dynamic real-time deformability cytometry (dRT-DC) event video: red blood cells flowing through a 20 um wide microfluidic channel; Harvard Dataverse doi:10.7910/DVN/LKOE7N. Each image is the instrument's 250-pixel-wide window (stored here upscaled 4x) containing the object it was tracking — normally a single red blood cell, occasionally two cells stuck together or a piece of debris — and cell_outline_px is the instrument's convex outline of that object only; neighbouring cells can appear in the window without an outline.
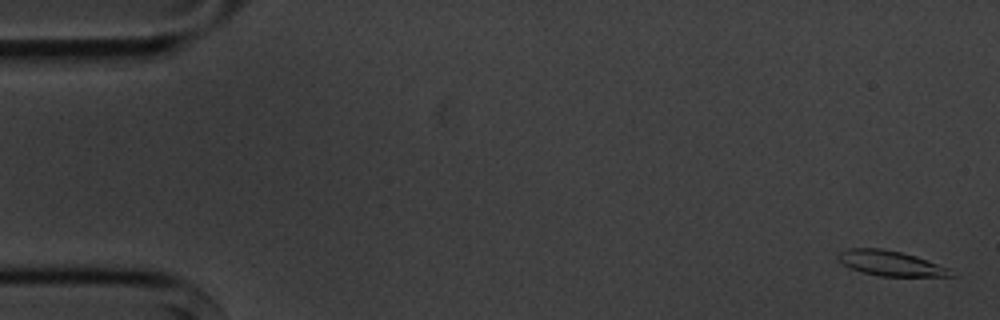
{"species": "common noctule bat (a hibernating species)", "species_latin": "Nyctalus noctula", "temperature_condition": "cold", "stored_images_in_passage": 5, "camera_frame_rate_fps": 3000, "um_per_image_px": 0.085, "animal": {"sex": "male", "body_mass_g": 20.1, "forearm_length_mm": 53.5}, "frame": {"image": 1, "passage_image": 1, "time_ms": 0.0, "image_size_px": [1000, 320], "cell_outline_px": [[956, 276], [880, 276], [860, 272], [844, 264], [836, 256], [840, 252], [848, 248], [880, 248], [900, 252], [916, 256], [952, 268]], "centroid_in_image_um": [75.76, 22.38], "position_along_channel_um": 9.2, "area_um2": 16.53}}
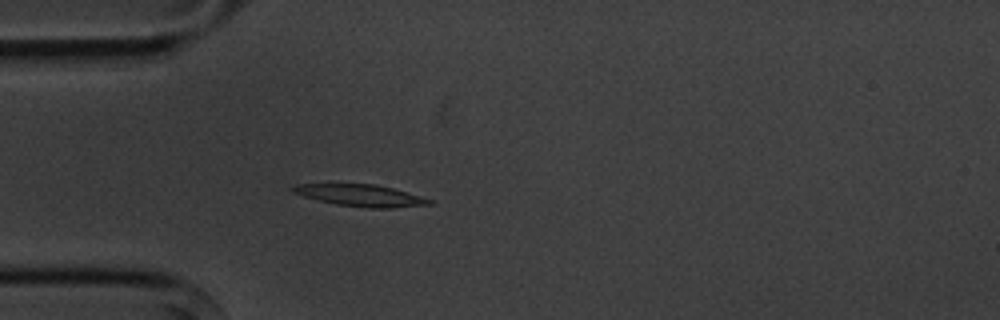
{"frame": {"image": 2, "passage_image": 5, "time_ms": 4.667, "image_size_px": [1000, 320], "cell_outline_px": [[432, 204], [392, 208], [368, 208], [336, 204], [304, 196], [292, 192], [288, 188], [296, 184], [376, 184], [392, 188], [432, 200]], "centroid_in_image_um": [30.62, 16.61], "position_along_channel_um": 54.4, "area_um2": 17.11}}